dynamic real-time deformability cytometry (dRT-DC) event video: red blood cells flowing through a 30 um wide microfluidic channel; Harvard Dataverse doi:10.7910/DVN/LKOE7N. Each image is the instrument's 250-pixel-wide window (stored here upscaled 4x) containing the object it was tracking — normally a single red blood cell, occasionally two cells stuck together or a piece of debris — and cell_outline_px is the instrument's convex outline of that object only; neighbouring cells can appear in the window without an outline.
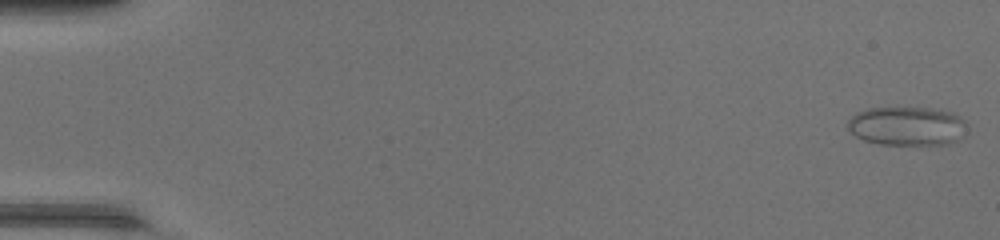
{"species": "common noctule bat (a hibernating species)", "species_latin": "Nyctalus noctula", "temperature_condition": "warm", "stored_images_in_passage": 8, "camera_frame_rate_fps": 3000, "um_per_image_px": 0.085, "animal": {"sex": "female", "body_mass_g": 17.0, "forearm_length_mm": 48.0}, "frame": {"image": 1, "passage_image": 1, "time_ms": 0.0, "image_size_px": [1000, 240], "cell_outline_px": [[968, 132], [964, 136], [948, 144], [880, 144], [864, 140], [856, 136], [848, 128], [848, 120], [856, 112], [868, 108], [940, 108], [952, 112], [960, 116], [968, 124]], "centroid_in_image_um": [77.17, 10.7], "position_along_channel_um": 7.8, "area_um2": 27.34}}